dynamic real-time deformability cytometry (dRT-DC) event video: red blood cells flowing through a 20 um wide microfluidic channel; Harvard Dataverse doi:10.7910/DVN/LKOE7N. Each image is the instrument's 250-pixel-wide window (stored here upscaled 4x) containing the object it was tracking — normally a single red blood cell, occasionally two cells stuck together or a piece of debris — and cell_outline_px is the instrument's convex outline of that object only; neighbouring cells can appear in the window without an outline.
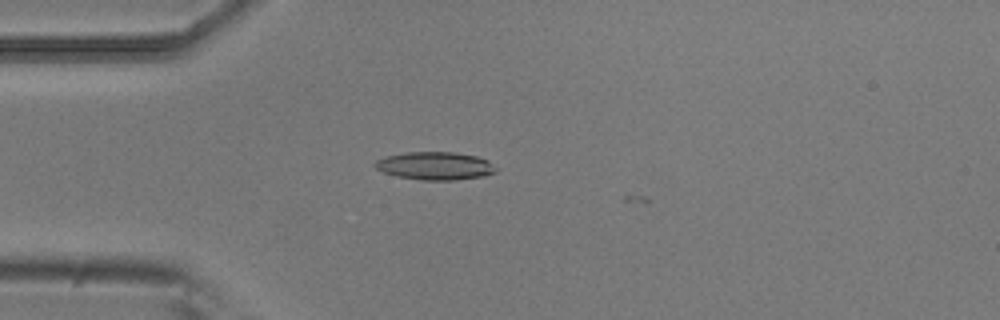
{"species": "common noctule bat (a hibernating species)", "species_latin": "Nyctalus noctula", "temperature_condition": "room temperature", "stored_images_in_passage": 4, "camera_frame_rate_fps": 3000, "um_per_image_px": 0.085, "animal": {"sex": "male", "body_mass_g": 20.5, "forearm_length_mm": 52.5}, "frame": {"image": 1, "passage_image": 4, "time_ms": 1.0, "image_size_px": [1000, 320], "cell_outline_px": [[496, 172], [484, 176], [456, 180], [420, 180], [396, 176], [384, 172], [376, 168], [372, 164], [376, 160], [388, 156], [408, 152], [456, 152], [476, 156], [488, 160], [496, 168]], "centroid_in_image_um": [36.99, 14.1], "position_along_channel_um": 48.0, "area_um2": 19.71}}